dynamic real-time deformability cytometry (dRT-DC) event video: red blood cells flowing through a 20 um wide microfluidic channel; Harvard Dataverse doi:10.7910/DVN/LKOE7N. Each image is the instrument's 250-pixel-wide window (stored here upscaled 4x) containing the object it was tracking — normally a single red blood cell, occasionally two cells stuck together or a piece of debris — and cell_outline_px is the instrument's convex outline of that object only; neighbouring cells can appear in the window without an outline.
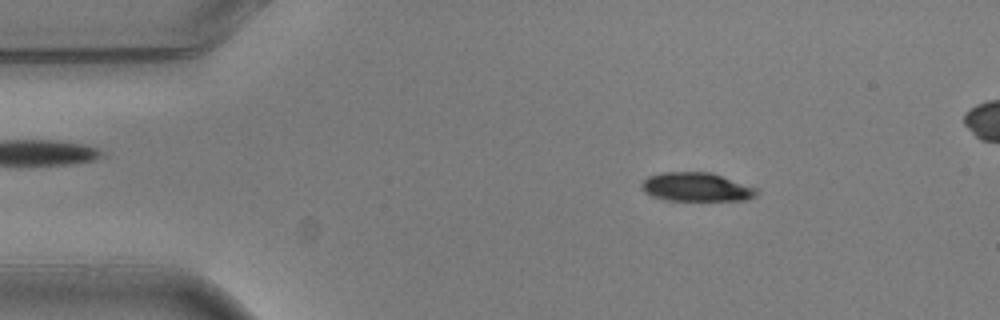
{"species": "common noctule bat (a hibernating species)", "species_latin": "Nyctalus noctula", "temperature_condition": "warm", "stored_images_in_passage": 5, "segment_of_instrument_passage": [1, 2], "camera_frame_rate_fps": 3000, "um_per_image_px": 0.085, "animal": {"sex": "male", "body_mass_g": 20.5, "forearm_length_mm": 52.5}, "frame": {"image": 1, "passage_image": 2, "time_ms": 0.333, "image_size_px": [1000, 320], "cell_outline_px": [[760, 192], [756, 196], [748, 200], [668, 200], [652, 196], [644, 192], [640, 188], [640, 184], [648, 176], [664, 172], [712, 172], [760, 188]], "centroid_in_image_um": [59.26, 15.89], "position_along_channel_um": 25.7, "area_um2": 19.65}}